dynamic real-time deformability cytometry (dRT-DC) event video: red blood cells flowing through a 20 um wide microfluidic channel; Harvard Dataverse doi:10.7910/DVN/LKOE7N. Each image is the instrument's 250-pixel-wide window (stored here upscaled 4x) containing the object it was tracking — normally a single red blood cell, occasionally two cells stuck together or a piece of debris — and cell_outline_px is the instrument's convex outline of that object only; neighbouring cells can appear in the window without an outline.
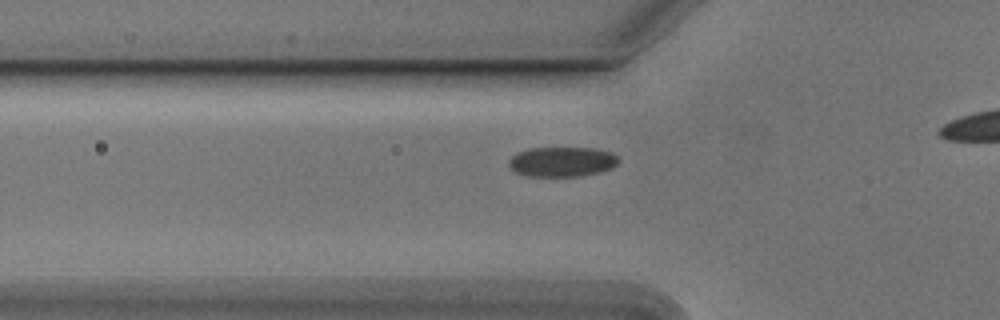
{"species": "Egyptian fruit bat (a non-hibernating species)", "species_latin": "Rousettus aegyptiacus", "temperature_condition": "cold", "stored_images_in_passage": 31, "camera_frame_rate_fps": 3000, "um_per_image_px": 0.085, "animal": {"sex": "male"}, "frame": {"image": 1, "passage_image": 5, "time_ms": 1.333, "image_size_px": [1000, 320], "cell_outline_px": [[620, 160], [612, 168], [600, 172], [580, 176], [524, 176], [516, 172], [508, 164], [508, 160], [516, 152], [528, 148], [596, 148], [612, 152]], "centroid_in_image_um": [47.76, 13.74], "position_along_channel_um": 78.0, "area_um2": 19.25}}
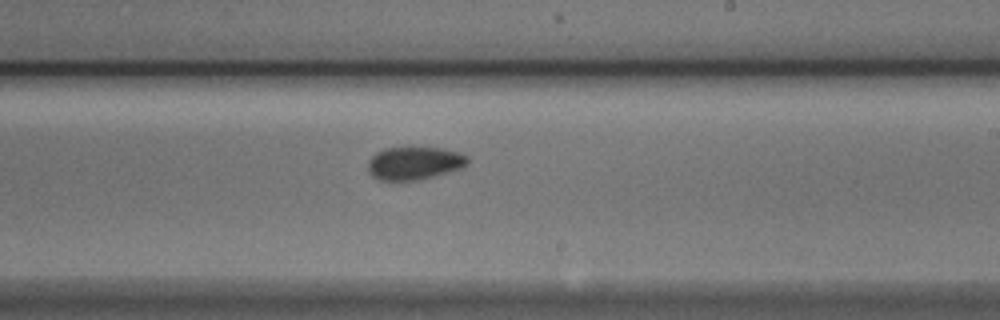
{"frame": {"image": 2, "passage_image": 19, "time_ms": 6.0, "image_size_px": [1000, 320], "cell_outline_px": [[468, 164], [460, 168], [448, 172], [416, 180], [380, 180], [372, 176], [368, 172], [368, 160], [376, 152], [384, 148], [444, 148], [460, 152], [468, 156]], "centroid_in_image_um": [35.21, 13.86], "position_along_channel_um": 253.8, "area_um2": 19.07}}
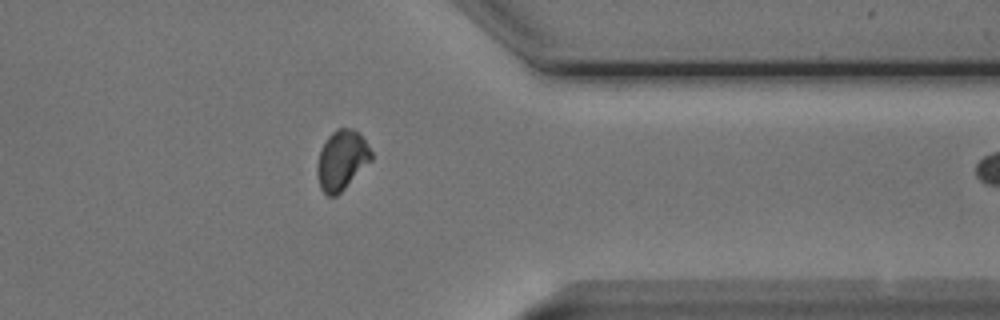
{"frame": {"image": 3, "passage_image": 30, "time_ms": 9.667, "image_size_px": [1000, 320], "cell_outline_px": [[372, 160], [336, 196], [328, 196], [320, 188], [316, 172], [316, 168], [320, 148], [328, 136], [336, 128], [352, 128], [360, 132], [372, 152]], "centroid_in_image_um": [29.04, 13.58], "position_along_channel_um": 382.4, "area_um2": 18.9}}